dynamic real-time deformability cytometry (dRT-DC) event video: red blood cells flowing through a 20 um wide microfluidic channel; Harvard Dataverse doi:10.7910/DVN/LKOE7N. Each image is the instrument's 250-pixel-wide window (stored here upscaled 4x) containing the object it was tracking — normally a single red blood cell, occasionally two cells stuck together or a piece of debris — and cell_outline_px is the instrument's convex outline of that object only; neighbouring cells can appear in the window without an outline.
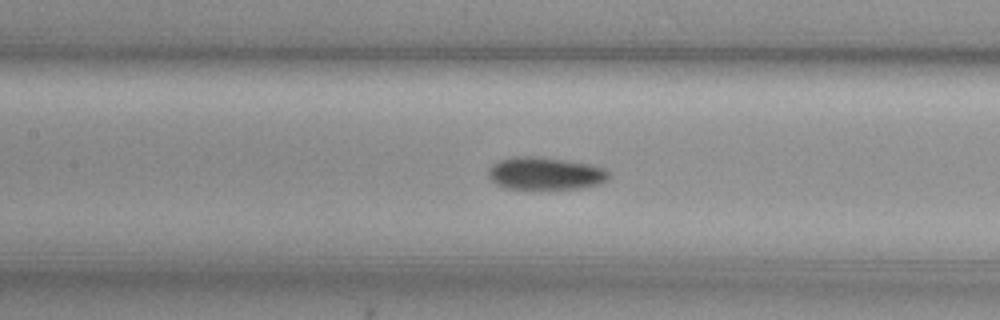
{"species": "common noctule bat (a hibernating species)", "species_latin": "Nyctalus noctula", "temperature_condition": "cold", "stored_images_in_passage": 15, "camera_frame_rate_fps": 3000, "um_per_image_px": 0.085, "animal": {"sex": "female", "body_mass_g": 29.2, "forearm_length_mm": 56.3}, "frame": {"image": 1, "passage_image": 8, "time_ms": 2.333, "image_size_px": [1000, 320], "cell_outline_px": [[612, 176], [604, 184], [584, 188], [556, 192], [524, 192], [504, 188], [496, 184], [488, 176], [488, 168], [496, 160], [512, 156], [540, 156], [596, 164], [612, 172]], "centroid_in_image_um": [46.41, 14.81], "position_along_channel_um": 161.0, "area_um2": 25.26}}
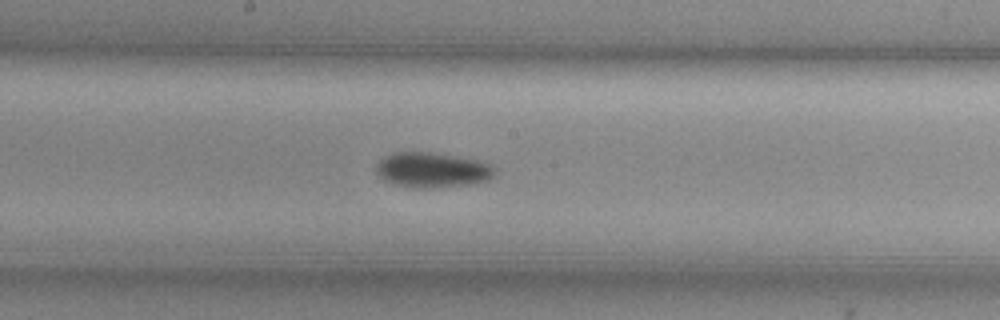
{"frame": {"image": 2, "passage_image": 12, "time_ms": 3.667, "image_size_px": [1000, 320], "cell_outline_px": [[496, 176], [488, 180], [476, 184], [440, 188], [408, 188], [392, 184], [380, 180], [376, 176], [376, 164], [384, 156], [396, 152], [432, 152], [456, 156], [476, 160], [488, 164], [496, 168]], "centroid_in_image_um": [36.72, 14.48], "position_along_channel_um": 211.5, "area_um2": 25.03}}